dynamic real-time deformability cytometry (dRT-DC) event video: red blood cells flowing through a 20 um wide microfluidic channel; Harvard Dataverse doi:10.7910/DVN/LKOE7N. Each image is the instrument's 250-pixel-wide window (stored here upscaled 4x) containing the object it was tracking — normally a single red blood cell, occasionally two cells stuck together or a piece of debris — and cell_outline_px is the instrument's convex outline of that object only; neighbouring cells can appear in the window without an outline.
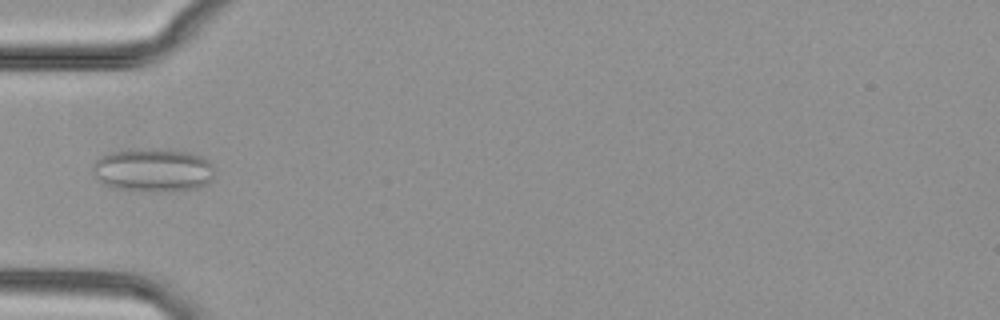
{"species": "common noctule bat (a hibernating species)", "species_latin": "Nyctalus noctula", "temperature_condition": "cold", "stored_images_in_passage": 5, "camera_frame_rate_fps": 3000, "um_per_image_px": 0.085, "animal": {"sex": "female", "body_mass_g": 29.2, "forearm_length_mm": 56.3}, "frame": {"image": 1, "passage_image": 4, "time_ms": 4.333, "image_size_px": [1000, 320], "cell_outline_px": [[212, 180], [208, 184], [196, 188], [156, 192], [148, 192], [112, 188], [104, 184], [92, 176], [92, 164], [100, 156], [112, 152], [132, 148], [156, 148], [188, 152], [204, 156], [212, 164]], "centroid_in_image_um": [12.97, 14.45], "position_along_channel_um": 72.0, "area_um2": 31.5}}